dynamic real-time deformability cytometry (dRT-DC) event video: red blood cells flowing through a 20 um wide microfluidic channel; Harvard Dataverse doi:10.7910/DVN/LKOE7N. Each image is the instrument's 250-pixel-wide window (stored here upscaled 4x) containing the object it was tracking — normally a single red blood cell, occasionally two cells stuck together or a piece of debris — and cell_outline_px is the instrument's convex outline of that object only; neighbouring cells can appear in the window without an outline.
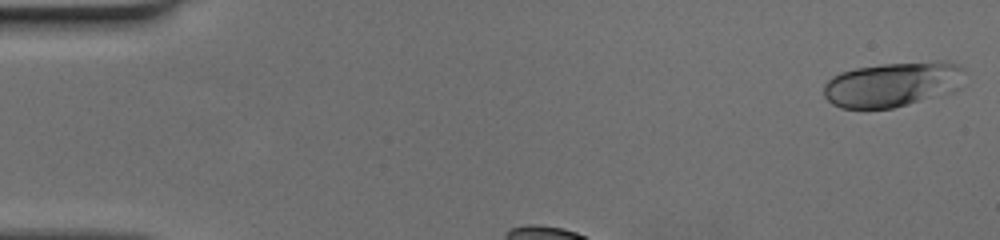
{"species": "human", "species_latin": "Homo sapiens", "temperature_condition": "cold", "stored_images_in_passage": 30, "camera_frame_rate_fps": 3000, "um_per_image_px": 0.085, "donor": {"sex": "female"}, "frame": {"image": 1, "passage_image": 1, "time_ms": 0.0, "image_size_px": [1000, 240], "cell_outline_px": [[960, 88], [952, 92], [892, 108], [840, 108], [832, 104], [824, 96], [824, 84], [832, 76], [840, 72], [856, 68], [880, 64], [940, 60], [944, 60], [956, 64], [960, 68]], "centroid_in_image_um": [75.82, 7.16], "position_along_channel_um": 9.2, "area_um2": 36.7}}
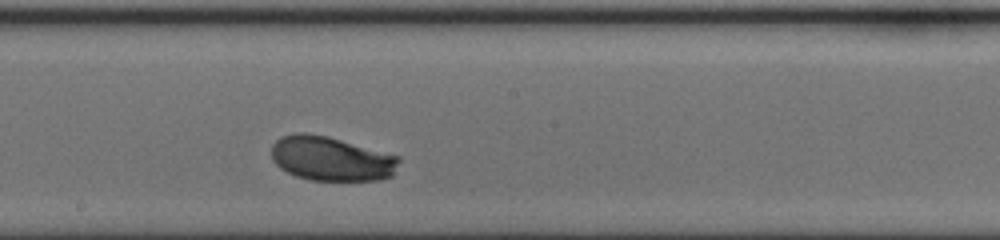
{"frame": {"image": 2, "passage_image": 18, "time_ms": 5.667, "image_size_px": [1000, 240], "cell_outline_px": [[400, 160], [392, 176], [380, 180], [308, 180], [296, 176], [280, 168], [272, 160], [272, 144], [280, 136], [296, 132], [304, 132], [328, 136], [400, 156]], "centroid_in_image_um": [28.14, 13.48], "position_along_channel_um": 220.1, "area_um2": 33.18}}
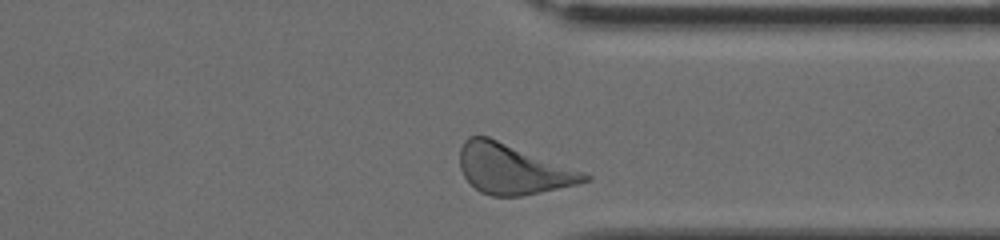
{"frame": {"image": 3, "passage_image": 29, "time_ms": 9.333, "image_size_px": [1000, 240], "cell_outline_px": [[592, 180], [576, 184], [540, 192], [520, 196], [492, 196], [480, 192], [464, 176], [460, 168], [460, 148], [464, 140], [468, 136], [488, 136], [584, 172], [592, 176]], "centroid_in_image_um": [43.57, 14.37], "position_along_channel_um": 367.8, "area_um2": 36.01}}